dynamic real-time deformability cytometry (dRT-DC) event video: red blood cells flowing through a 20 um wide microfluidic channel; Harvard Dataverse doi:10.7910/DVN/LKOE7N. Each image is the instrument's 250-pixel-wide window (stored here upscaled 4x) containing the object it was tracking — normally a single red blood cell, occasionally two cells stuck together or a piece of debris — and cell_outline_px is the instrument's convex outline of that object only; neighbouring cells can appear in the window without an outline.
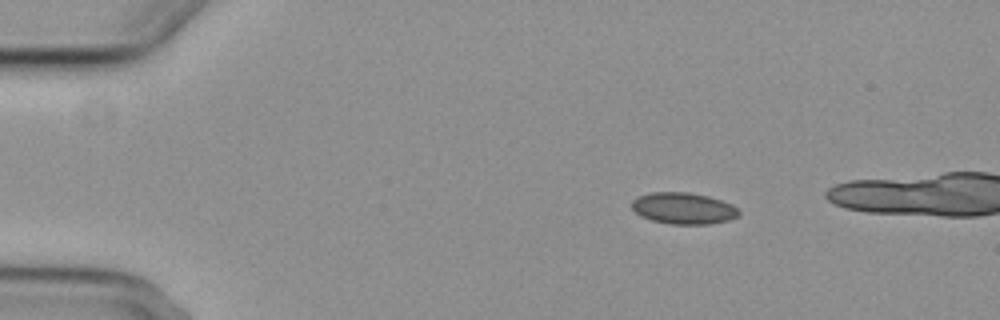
{"species": "common noctule bat (a hibernating species)", "species_latin": "Nyctalus noctula", "temperature_condition": "cold", "stored_images_in_passage": 4, "camera_frame_rate_fps": 3000, "um_per_image_px": 0.085, "animal": {"sex": "female", "body_mass_g": 29.2, "forearm_length_mm": 56.3}, "frame": {"image": 1, "passage_image": 1, "time_ms": 0.0, "image_size_px": [1000, 320], "cell_outline_px": [[740, 216], [728, 220], [708, 224], [668, 224], [652, 220], [640, 216], [632, 208], [632, 200], [636, 196], [652, 192], [688, 192], [708, 196], [732, 204], [740, 212]], "centroid_in_image_um": [58.08, 17.7], "position_along_channel_um": 26.9, "area_um2": 19.71}}